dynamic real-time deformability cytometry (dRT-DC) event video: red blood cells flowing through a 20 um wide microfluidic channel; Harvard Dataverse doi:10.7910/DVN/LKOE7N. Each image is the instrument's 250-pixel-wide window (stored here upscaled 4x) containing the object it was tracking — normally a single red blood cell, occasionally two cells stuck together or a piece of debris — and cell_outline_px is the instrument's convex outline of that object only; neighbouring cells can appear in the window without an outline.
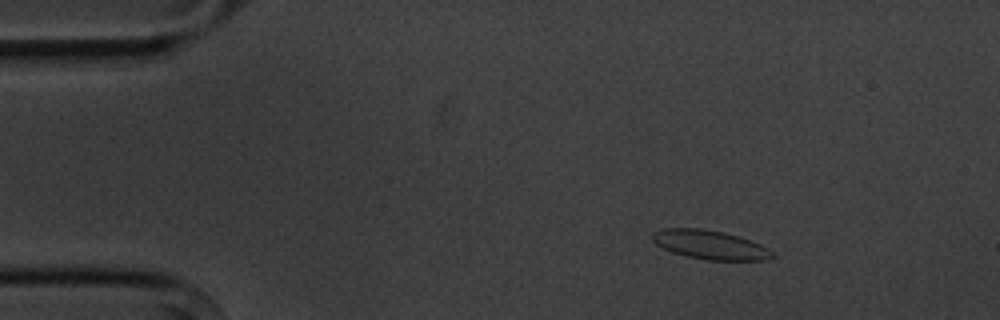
{"species": "common noctule bat (a hibernating species)", "species_latin": "Nyctalus noctula", "temperature_condition": "cold", "stored_images_in_passage": 4, "camera_frame_rate_fps": 3000, "um_per_image_px": 0.085, "animal": {"sex": "male", "body_mass_g": 20.1, "forearm_length_mm": 53.5}, "frame": {"image": 1, "passage_image": 3, "time_ms": 2.333, "image_size_px": [1000, 320], "cell_outline_px": [[776, 256], [764, 260], [708, 260], [688, 256], [672, 252], [656, 244], [652, 240], [652, 232], [664, 228], [700, 228], [724, 232], [740, 236], [752, 240], [776, 252]], "centroid_in_image_um": [60.4, 20.8], "position_along_channel_um": 24.6, "area_um2": 20.4}}